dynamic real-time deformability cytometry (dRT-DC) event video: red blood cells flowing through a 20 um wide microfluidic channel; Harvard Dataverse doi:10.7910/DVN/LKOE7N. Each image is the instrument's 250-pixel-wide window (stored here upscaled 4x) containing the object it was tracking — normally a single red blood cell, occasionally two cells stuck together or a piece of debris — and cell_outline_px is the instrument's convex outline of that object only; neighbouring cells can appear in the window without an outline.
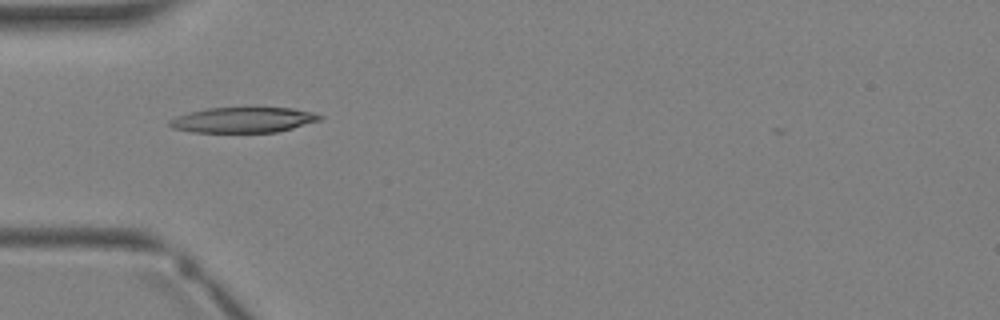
{"species": "Egyptian fruit bat (a non-hibernating species)", "species_latin": "Rousettus aegyptiacus", "temperature_condition": "warm", "stored_images_in_passage": 1, "camera_frame_rate_fps": 3000, "um_per_image_px": 0.085, "animal": {"sex": "female"}, "frame": {"image": 1, "passage_image": 1, "time_ms": 0.0, "image_size_px": [1000, 320], "cell_outline_px": [[324, 116], [320, 120], [292, 128], [276, 132], [192, 132], [172, 128], [168, 124], [168, 120], [176, 116], [208, 108], [292, 108], [312, 112]], "centroid_in_image_um": [20.66, 10.2], "position_along_channel_um": 64.3, "area_um2": 22.02}}